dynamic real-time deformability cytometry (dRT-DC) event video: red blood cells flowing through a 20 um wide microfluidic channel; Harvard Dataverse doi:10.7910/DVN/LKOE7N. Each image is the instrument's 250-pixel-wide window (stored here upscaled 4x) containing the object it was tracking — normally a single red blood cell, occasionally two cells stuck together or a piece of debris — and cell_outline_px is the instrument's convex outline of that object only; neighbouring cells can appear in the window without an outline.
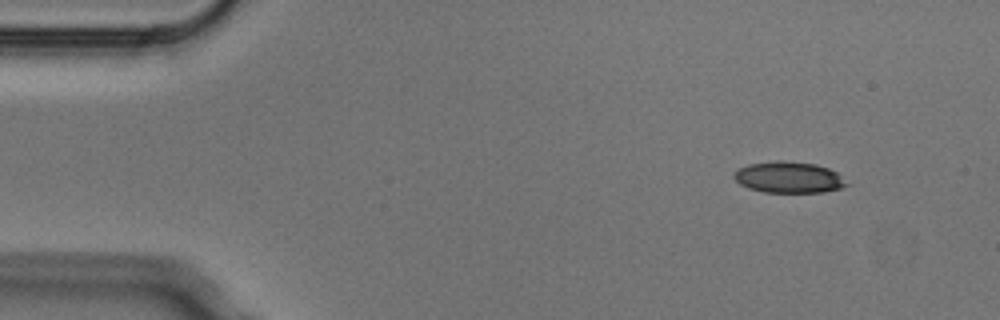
{"species": "Egyptian fruit bat (a non-hibernating species)", "species_latin": "Rousettus aegyptiacus", "temperature_condition": "cold", "stored_images_in_passage": 3, "camera_frame_rate_fps": 3000, "um_per_image_px": 0.085, "animal": {"sex": "male"}, "frame": {"image": 1, "passage_image": 1, "time_ms": 0.0, "image_size_px": [1000, 320], "cell_outline_px": [[848, 184], [844, 188], [824, 192], [764, 192], [748, 188], [740, 184], [732, 176], [740, 168], [748, 164], [776, 160], [780, 160], [816, 164], [828, 168], [836, 172]], "centroid_in_image_um": [67.05, 15.07], "position_along_channel_um": 18.0, "area_um2": 20.46}}
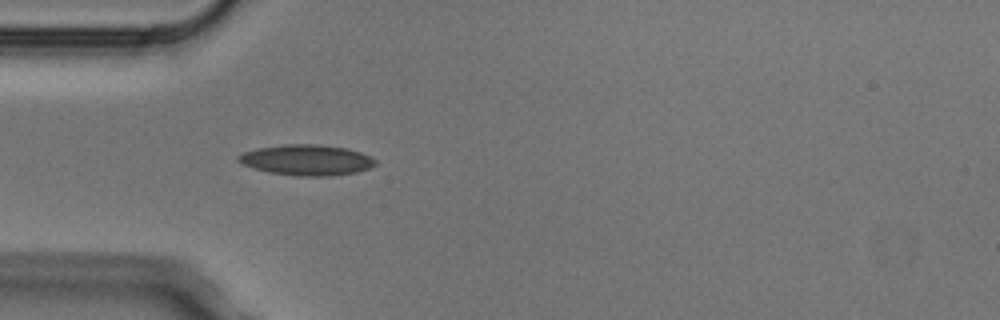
{"frame": {"image": 2, "passage_image": 3, "time_ms": 0.667, "image_size_px": [1000, 320], "cell_outline_px": [[376, 164], [368, 168], [356, 172], [328, 176], [296, 176], [268, 172], [244, 164], [236, 160], [236, 156], [244, 152], [256, 148], [284, 144], [316, 144], [344, 148], [360, 152], [372, 156], [376, 160]], "centroid_in_image_um": [26.06, 13.6], "position_along_channel_um": 58.9, "area_um2": 24.39}}